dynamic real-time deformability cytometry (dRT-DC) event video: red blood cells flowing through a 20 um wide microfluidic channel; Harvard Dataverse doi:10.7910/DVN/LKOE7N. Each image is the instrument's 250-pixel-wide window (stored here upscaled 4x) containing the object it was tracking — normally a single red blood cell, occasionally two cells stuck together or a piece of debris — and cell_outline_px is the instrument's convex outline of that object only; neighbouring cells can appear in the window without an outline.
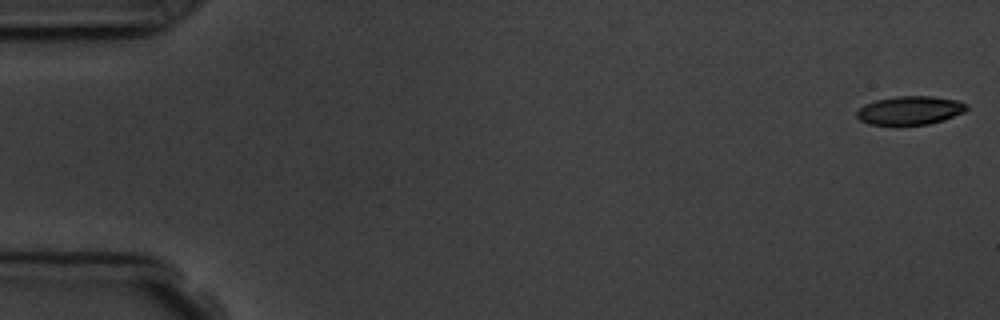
{"species": "common noctule bat (a hibernating species)", "species_latin": "Nyctalus noctula", "temperature_condition": "room temperature", "stored_images_in_passage": 6, "camera_frame_rate_fps": 3000, "um_per_image_px": 0.085, "animal": {"sex": "male", "body_mass_g": 19.5, "forearm_length_mm": 54.6}, "frame": {"image": 1, "passage_image": 1, "time_ms": 0.0, "image_size_px": [1000, 320], "cell_outline_px": [[968, 108], [964, 112], [944, 120], [928, 124], [868, 124], [860, 120], [856, 116], [856, 112], [864, 104], [876, 100], [896, 96], [932, 96], [960, 100], [968, 104]], "centroid_in_image_um": [77.38, 9.37], "position_along_channel_um": 7.6, "area_um2": 18.32}}
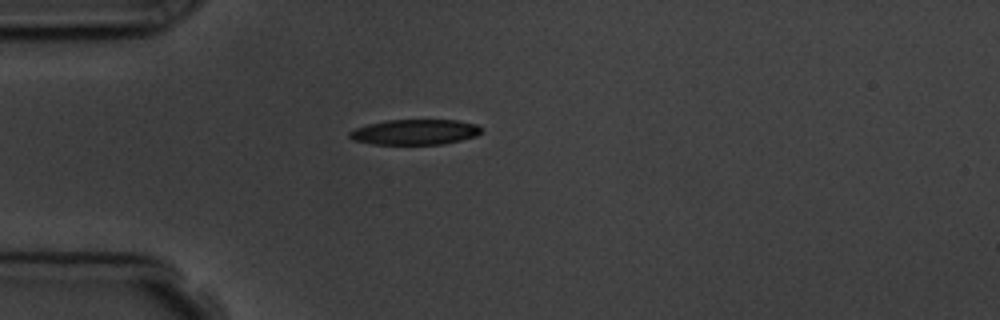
{"frame": {"image": 2, "passage_image": 4, "time_ms": 4.667, "image_size_px": [1000, 320], "cell_outline_px": [[480, 132], [476, 136], [460, 140], [440, 144], [372, 144], [352, 140], [348, 136], [348, 132], [356, 128], [368, 124], [388, 120], [456, 120], [476, 124], [480, 128]], "centroid_in_image_um": [35.22, 11.22], "position_along_channel_um": 49.8, "area_um2": 19.31}}